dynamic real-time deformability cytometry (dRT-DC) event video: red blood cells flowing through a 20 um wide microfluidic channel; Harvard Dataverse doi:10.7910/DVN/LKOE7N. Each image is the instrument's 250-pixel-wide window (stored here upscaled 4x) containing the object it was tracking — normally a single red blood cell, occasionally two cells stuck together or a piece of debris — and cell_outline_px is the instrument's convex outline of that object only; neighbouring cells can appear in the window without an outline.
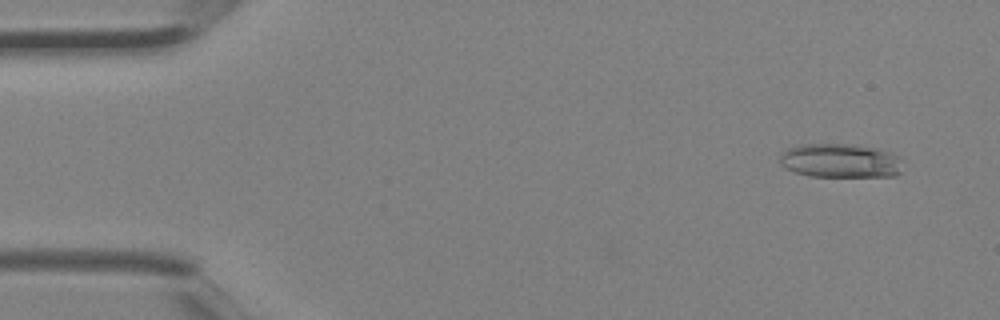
{"species": "Egyptian fruit bat (a non-hibernating species)", "species_latin": "Rousettus aegyptiacus", "temperature_condition": "room temperature", "stored_images_in_passage": 4, "camera_frame_rate_fps": 3000, "um_per_image_px": 0.085, "animal": {"sex": "female"}, "frame": {"image": 1, "passage_image": 1, "time_ms": 0.0, "image_size_px": [1000, 320], "cell_outline_px": [[900, 172], [896, 176], [808, 176], [784, 168], [780, 164], [780, 152], [796, 144], [852, 144], [880, 148], [896, 156]], "centroid_in_image_um": [71.33, 13.64], "position_along_channel_um": 13.7, "area_um2": 24.33}}
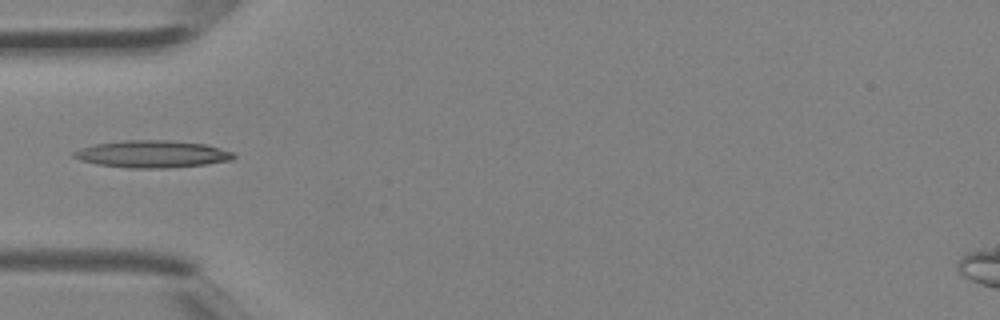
{"frame": {"image": 2, "passage_image": 4, "time_ms": 1.0, "image_size_px": [1000, 320], "cell_outline_px": [[236, 156], [232, 160], [204, 164], [168, 168], [128, 168], [96, 164], [80, 160], [72, 156], [72, 152], [80, 148], [92, 144], [124, 140], [164, 140], [204, 144], [220, 148], [232, 152]], "centroid_in_image_um": [12.88, 13.09], "position_along_channel_um": 72.1, "area_um2": 25.32}}